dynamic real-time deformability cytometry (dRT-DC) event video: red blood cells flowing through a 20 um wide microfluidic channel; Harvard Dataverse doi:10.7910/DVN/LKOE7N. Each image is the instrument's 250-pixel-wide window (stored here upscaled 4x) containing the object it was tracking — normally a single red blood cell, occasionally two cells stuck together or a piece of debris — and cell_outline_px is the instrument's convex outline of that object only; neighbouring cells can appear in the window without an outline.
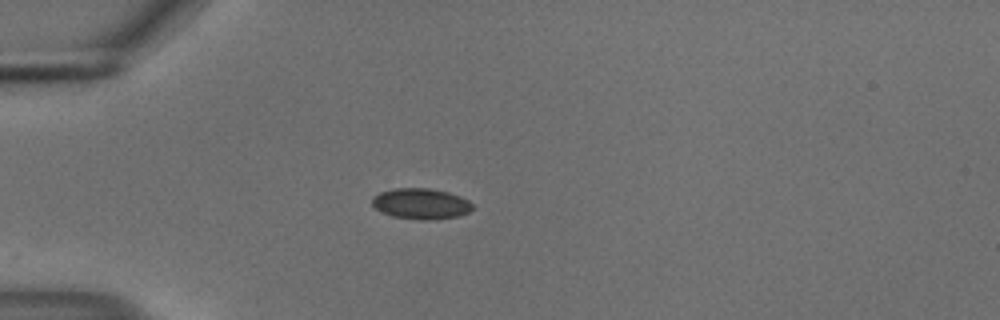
{"species": "common noctule bat (a hibernating species)", "species_latin": "Nyctalus noctula", "temperature_condition": "cold", "stored_images_in_passage": 26, "camera_frame_rate_fps": 3000, "um_per_image_px": 0.085, "animal": {"sex": "male", "body_mass_g": 18.8}, "frame": {"image": 1, "passage_image": 1, "time_ms": 0.0, "image_size_px": [1000, 320], "cell_outline_px": [[472, 208], [468, 212], [460, 216], [428, 220], [420, 220], [392, 216], [376, 208], [372, 204], [372, 196], [380, 192], [396, 188], [428, 188], [448, 192], [460, 196], [468, 200], [472, 204]], "centroid_in_image_um": [35.78, 17.31], "position_along_channel_um": 49.2, "area_um2": 17.92}}
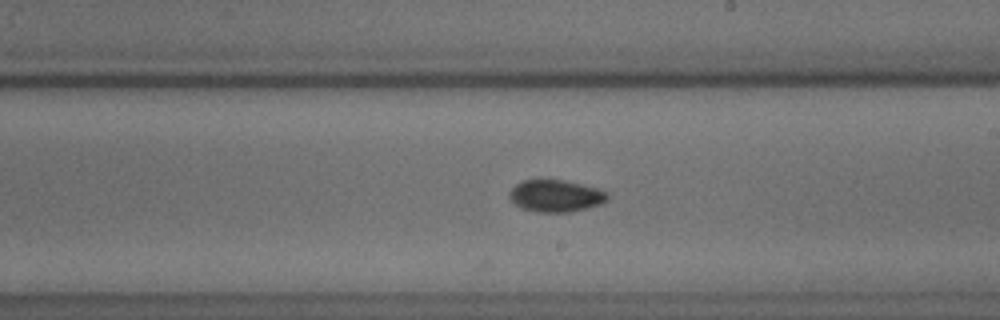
{"frame": {"image": 2, "passage_image": 18, "time_ms": 5.667, "image_size_px": [1000, 320], "cell_outline_px": [[608, 200], [600, 204], [568, 212], [536, 212], [524, 208], [516, 204], [508, 196], [508, 192], [516, 184], [524, 180], [564, 180], [596, 188], [608, 192]], "centroid_in_image_um": [47.23, 16.64], "position_along_channel_um": 241.8, "area_um2": 18.03}}
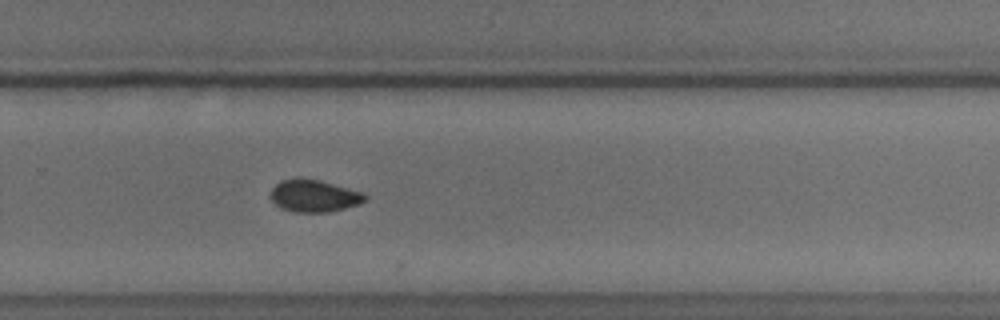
{"frame": {"image": 3, "passage_image": 23, "time_ms": 7.333, "image_size_px": [1000, 320], "cell_outline_px": [[368, 200], [344, 208], [328, 212], [296, 212], [280, 208], [272, 200], [272, 188], [280, 180], [296, 176], [300, 176], [320, 180], [364, 192], [368, 196]], "centroid_in_image_um": [26.7, 16.61], "position_along_channel_um": 303.1, "area_um2": 17.98}}